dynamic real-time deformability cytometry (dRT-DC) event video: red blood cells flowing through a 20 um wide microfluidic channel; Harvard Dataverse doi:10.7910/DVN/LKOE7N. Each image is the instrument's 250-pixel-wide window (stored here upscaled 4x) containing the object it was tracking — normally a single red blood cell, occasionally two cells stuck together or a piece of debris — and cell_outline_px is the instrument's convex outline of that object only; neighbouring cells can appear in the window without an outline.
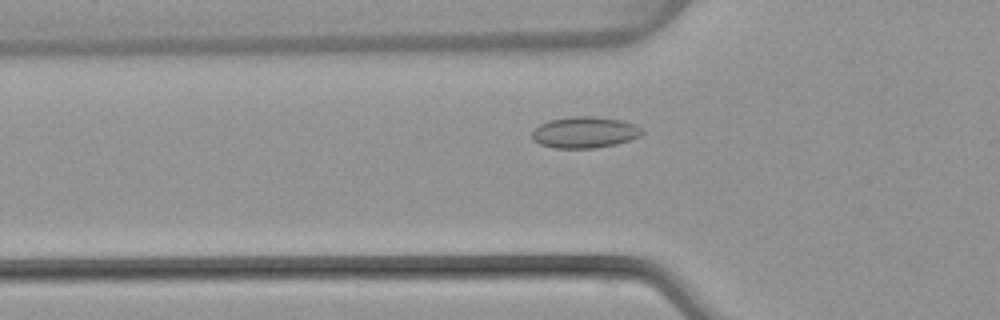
{"species": "common noctule bat (a hibernating species)", "species_latin": "Nyctalus noctula", "temperature_condition": "warm", "stored_images_in_passage": 47, "camera_frame_rate_fps": 3000, "um_per_image_px": 0.085, "animal": {"sex": "female", "body_mass_g": 22.7, "forearm_length_mm": 54.2}, "frame": {"image": 1, "passage_image": 14, "time_ms": 4.333, "image_size_px": [1000, 320], "cell_outline_px": [[644, 132], [640, 136], [616, 144], [596, 148], [556, 148], [540, 144], [532, 140], [532, 132], [540, 124], [548, 120], [572, 116], [592, 116], [620, 120], [636, 124]], "centroid_in_image_um": [49.69, 11.25], "position_along_channel_um": 76.1, "area_um2": 20.06}}
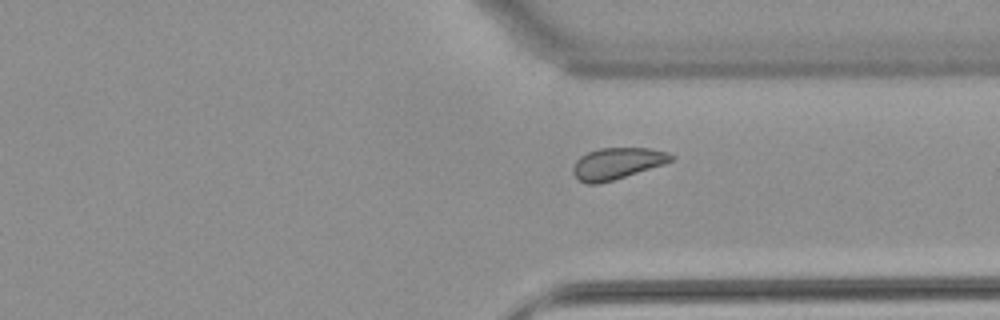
{"frame": {"image": 2, "passage_image": 35, "time_ms": 11.333, "image_size_px": [1000, 320], "cell_outline_px": [[672, 160], [664, 164], [600, 184], [588, 184], [580, 180], [572, 172], [572, 168], [576, 160], [580, 156], [588, 152], [600, 148], [648, 148], [668, 152], [672, 156]], "centroid_in_image_um": [52.42, 13.89], "position_along_channel_um": 359.0, "area_um2": 17.8}}
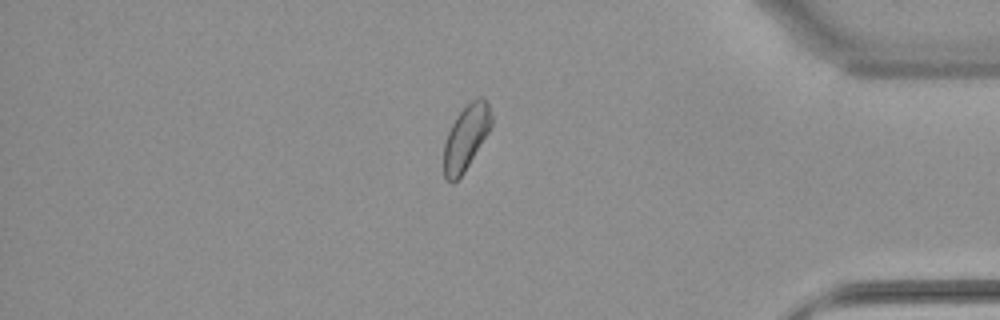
{"frame": {"image": 3, "passage_image": 40, "time_ms": 13.0, "image_size_px": [1000, 320], "cell_outline_px": [[492, 124], [488, 132], [464, 172], [452, 184], [444, 176], [444, 144], [448, 132], [456, 116], [472, 100], [480, 96], [484, 96], [488, 104], [492, 116]], "centroid_in_image_um": [39.61, 11.67], "position_along_channel_um": 395.6, "area_um2": 17.74}, "authors_computed_cell_mechanics": {"area_um2": 18.5538, "velocity_mm_per_s": 4.0321, "shape_relaxation_time_tau1_ms": null, "shape_relaxation_time_tau2_ms": 4.5261, "deformation_change_tau1": null, "deformation_change_tau2": 0.0809}}